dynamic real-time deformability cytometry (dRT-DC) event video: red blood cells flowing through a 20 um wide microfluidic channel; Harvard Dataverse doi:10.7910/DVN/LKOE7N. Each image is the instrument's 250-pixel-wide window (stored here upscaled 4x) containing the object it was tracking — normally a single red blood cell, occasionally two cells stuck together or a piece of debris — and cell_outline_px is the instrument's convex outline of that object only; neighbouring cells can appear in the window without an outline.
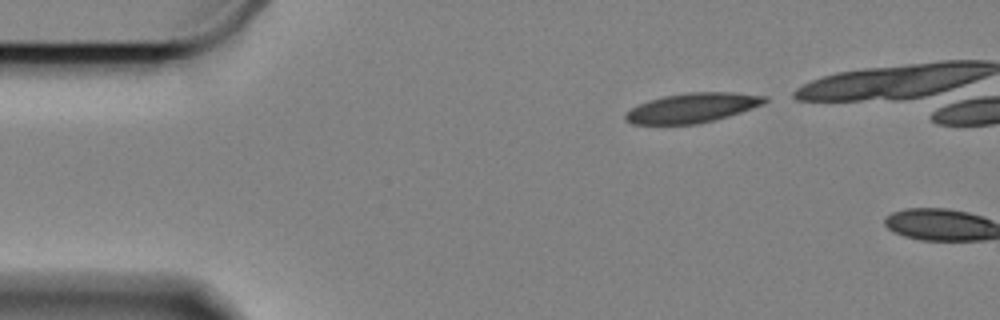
{"species": "Egyptian fruit bat (a non-hibernating species)", "species_latin": "Rousettus aegyptiacus", "temperature_condition": "cold", "stored_images_in_passage": 8, "camera_frame_rate_fps": 3000, "um_per_image_px": 0.085, "animal": {"sex": "female"}, "frame": {"image": 1, "passage_image": 1, "time_ms": 0.0, "image_size_px": [1000, 320], "cell_outline_px": [[768, 100], [764, 104], [728, 116], [696, 124], [632, 124], [624, 120], [624, 116], [632, 108], [648, 100], [664, 96], [688, 92], [732, 92], [768, 96]], "centroid_in_image_um": [58.86, 9.16], "position_along_channel_um": 26.1, "area_um2": 23.87}}